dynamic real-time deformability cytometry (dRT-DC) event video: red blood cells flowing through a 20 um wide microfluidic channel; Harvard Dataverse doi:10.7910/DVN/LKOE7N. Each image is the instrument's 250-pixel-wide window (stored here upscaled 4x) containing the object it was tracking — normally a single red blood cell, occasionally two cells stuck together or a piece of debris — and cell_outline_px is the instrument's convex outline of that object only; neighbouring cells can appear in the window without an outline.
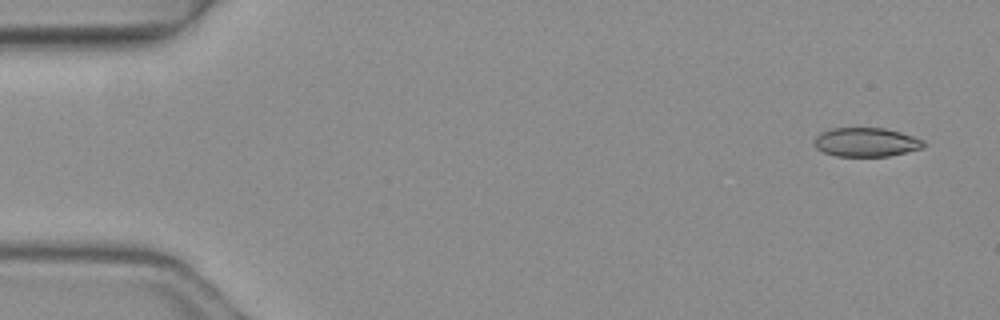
{"species": "common noctule bat (a hibernating species)", "species_latin": "Nyctalus noctula", "temperature_condition": "warm", "stored_images_in_passage": 6, "camera_frame_rate_fps": 3000, "um_per_image_px": 0.085, "animal": {"sex": "female", "body_mass_g": 19.3, "forearm_length_mm": 54.1}, "frame": {"image": 1, "passage_image": 1, "time_ms": 0.0, "image_size_px": [1000, 320], "cell_outline_px": [[928, 144], [920, 148], [888, 156], [836, 156], [824, 152], [816, 148], [812, 144], [812, 140], [820, 132], [832, 128], [884, 128], [900, 132], [924, 140]], "centroid_in_image_um": [73.57, 12.08], "position_along_channel_um": 11.4, "area_um2": 18.5}}
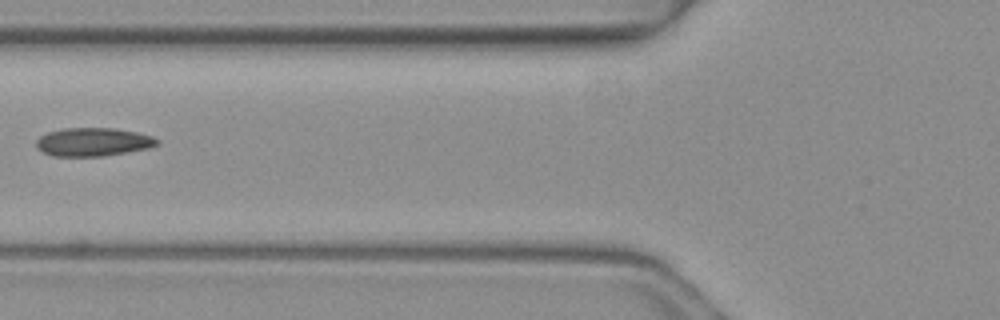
{"frame": {"image": 2, "passage_image": 5, "time_ms": 1.333, "image_size_px": [1000, 320], "cell_outline_px": [[160, 144], [148, 148], [104, 156], [52, 156], [36, 148], [36, 140], [40, 136], [48, 132], [64, 128], [116, 128], [136, 132], [152, 136], [160, 140]], "centroid_in_image_um": [7.92, 12.06], "position_along_channel_um": 117.9, "area_um2": 20.06}}
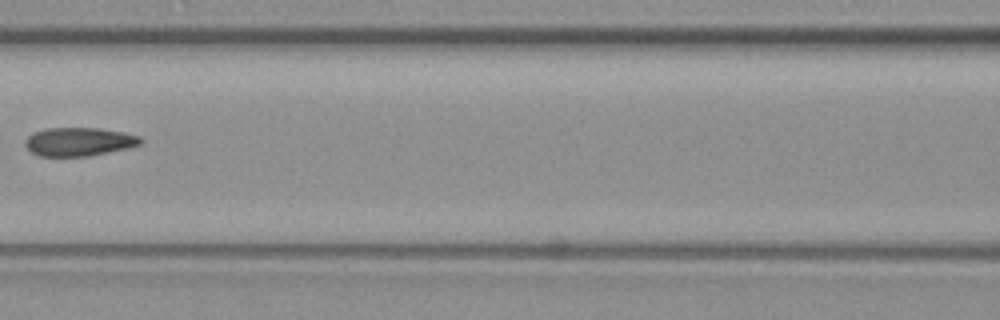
{"frame": {"image": 3, "passage_image": 6, "time_ms": 1.667, "image_size_px": [1000, 320], "cell_outline_px": [[144, 140], [140, 144], [128, 148], [88, 156], [40, 156], [32, 152], [24, 144], [24, 140], [28, 136], [44, 128], [100, 128], [124, 132], [140, 136]], "centroid_in_image_um": [6.73, 12.04], "position_along_channel_um": 159.9, "area_um2": 19.19}}